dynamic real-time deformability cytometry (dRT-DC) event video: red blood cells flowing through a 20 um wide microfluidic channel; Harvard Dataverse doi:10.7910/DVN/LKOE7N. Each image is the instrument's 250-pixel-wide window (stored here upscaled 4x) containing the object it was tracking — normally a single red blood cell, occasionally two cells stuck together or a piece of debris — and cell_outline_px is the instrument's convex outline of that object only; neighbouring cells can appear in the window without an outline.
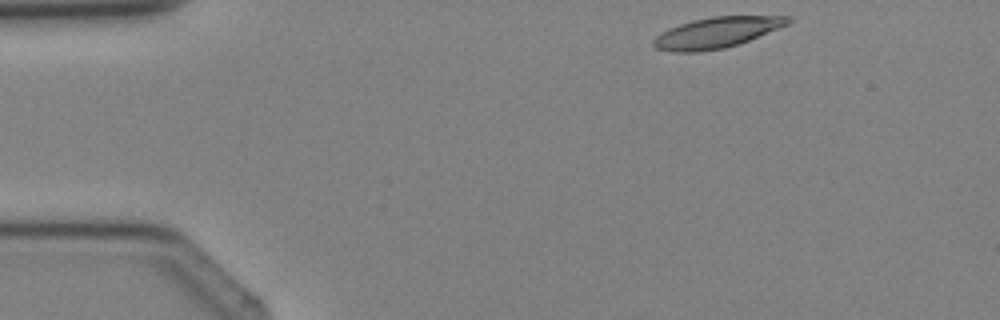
{"species": "Egyptian fruit bat (a non-hibernating species)", "species_latin": "Rousettus aegyptiacus", "temperature_condition": "cold", "stored_images_in_passage": 3, "camera_frame_rate_fps": 3000, "um_per_image_px": 0.085, "animal": {"sex": "female"}, "frame": {"image": 1, "passage_image": 1, "time_ms": 0.0, "image_size_px": [1000, 320], "cell_outline_px": [[792, 20], [788, 24], [748, 40], [724, 48], [696, 52], [672, 52], [656, 48], [652, 44], [652, 40], [660, 32], [668, 28], [692, 20], [712, 16], [792, 16]], "centroid_in_image_um": [60.86, 2.76], "position_along_channel_um": 24.1, "area_um2": 23.93}}